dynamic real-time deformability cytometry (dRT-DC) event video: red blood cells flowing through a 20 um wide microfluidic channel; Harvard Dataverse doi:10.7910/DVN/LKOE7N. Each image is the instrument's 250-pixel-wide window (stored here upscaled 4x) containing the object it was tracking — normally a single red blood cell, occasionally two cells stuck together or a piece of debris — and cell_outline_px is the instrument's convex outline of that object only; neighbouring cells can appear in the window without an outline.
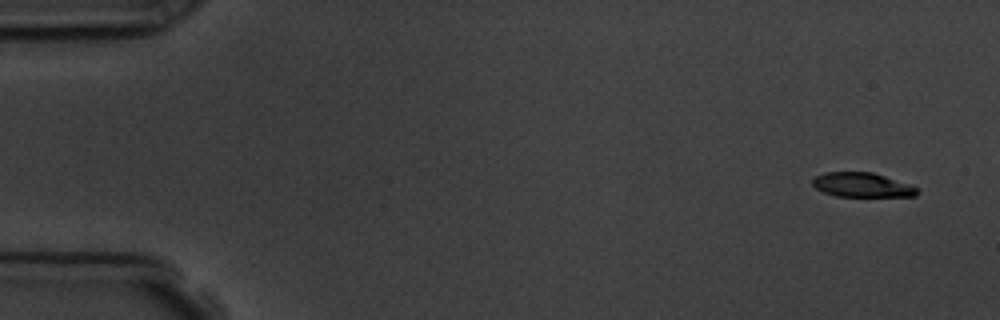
{"species": "common noctule bat (a hibernating species)", "species_latin": "Nyctalus noctula", "temperature_condition": "room temperature", "stored_images_in_passage": 5, "camera_frame_rate_fps": 3000, "um_per_image_px": 0.085, "animal": {"sex": "male", "body_mass_g": 19.5, "forearm_length_mm": 54.6}, "frame": {"image": 1, "passage_image": 1, "time_ms": 0.0, "image_size_px": [1000, 320], "cell_outline_px": [[920, 192], [916, 196], [836, 196], [824, 192], [816, 188], [812, 184], [812, 180], [816, 176], [824, 172], [872, 172], [920, 188]], "centroid_in_image_um": [73.29, 15.72], "position_along_channel_um": 11.7, "area_um2": 14.8}}